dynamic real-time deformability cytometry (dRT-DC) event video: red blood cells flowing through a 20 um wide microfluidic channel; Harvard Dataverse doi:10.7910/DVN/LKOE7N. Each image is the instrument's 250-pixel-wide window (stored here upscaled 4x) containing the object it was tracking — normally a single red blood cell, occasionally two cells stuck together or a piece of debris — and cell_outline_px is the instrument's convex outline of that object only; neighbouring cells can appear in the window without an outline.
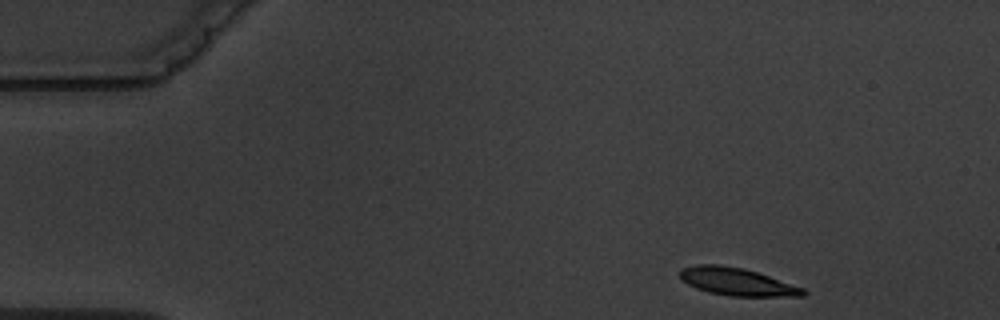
{"species": "common noctule bat (a hibernating species)", "species_latin": "Nyctalus noctula", "temperature_condition": "warm", "stored_images_in_passage": 6, "camera_frame_rate_fps": 3000, "um_per_image_px": 0.085, "animal": {"sex": "male", "body_mass_g": 19.5, "forearm_length_mm": 54.6}, "frame": {"image": 1, "passage_image": 1, "time_ms": 0.0, "image_size_px": [1000, 320], "cell_outline_px": [[808, 292], [804, 296], [728, 296], [708, 292], [696, 288], [680, 280], [680, 268], [696, 264], [720, 264], [744, 268], [804, 288]], "centroid_in_image_um": [62.6, 23.94], "position_along_channel_um": 22.4, "area_um2": 19.94}}
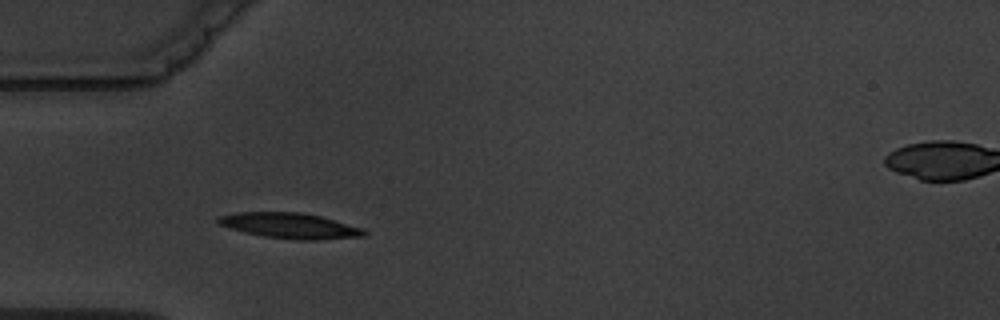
{"frame": {"image": 2, "passage_image": 4, "time_ms": 3.333, "image_size_px": [1000, 320], "cell_outline_px": [[368, 236], [320, 240], [296, 240], [264, 236], [244, 232], [220, 224], [216, 220], [216, 216], [236, 212], [300, 212], [320, 216], [364, 228], [368, 232]], "centroid_in_image_um": [24.7, 19.19], "position_along_channel_um": 60.3, "area_um2": 21.85}}
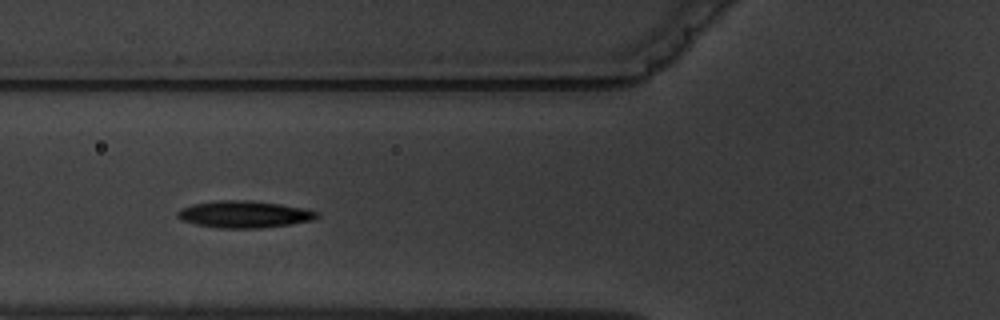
{"frame": {"image": 3, "passage_image": 5, "time_ms": 4.667, "image_size_px": [1000, 320], "cell_outline_px": [[320, 216], [312, 220], [288, 224], [260, 228], [216, 228], [196, 224], [180, 220], [176, 216], [176, 212], [180, 208], [192, 204], [220, 200], [252, 200], [280, 204], [320, 212]], "centroid_in_image_um": [20.7, 18.21], "position_along_channel_um": 105.1, "area_um2": 21.91}}